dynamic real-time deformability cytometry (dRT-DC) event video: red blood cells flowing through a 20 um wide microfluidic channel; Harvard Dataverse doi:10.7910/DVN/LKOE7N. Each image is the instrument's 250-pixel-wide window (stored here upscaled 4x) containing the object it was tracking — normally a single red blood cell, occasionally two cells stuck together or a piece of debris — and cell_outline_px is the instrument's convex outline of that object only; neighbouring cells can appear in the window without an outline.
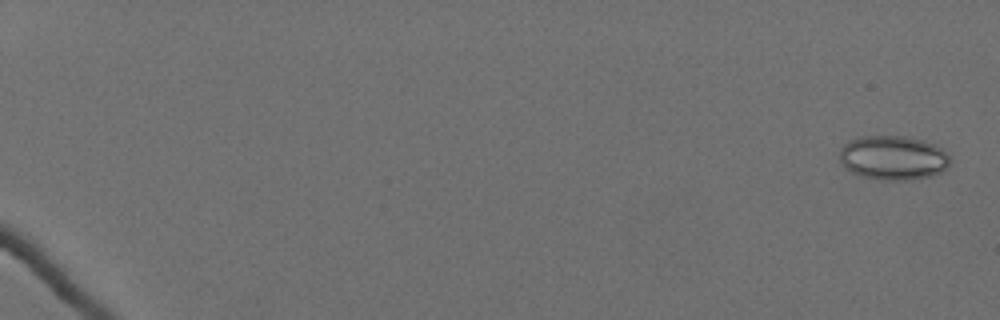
{"species": "Egyptian fruit bat (a non-hibernating species)", "species_latin": "Rousettus aegyptiacus", "temperature_condition": "cold", "stored_images_in_passage": 51, "camera_frame_rate_fps": 3000, "um_per_image_px": 0.085, "animal": {"sex": "female"}, "frame": {"image": 1, "passage_image": 1, "time_ms": 0.0, "image_size_px": [1000, 320], "cell_outline_px": [[952, 160], [948, 168], [944, 172], [932, 176], [912, 180], [880, 180], [860, 176], [852, 172], [840, 160], [840, 148], [848, 140], [860, 136], [904, 136], [924, 140], [936, 144], [948, 152]], "centroid_in_image_um": [75.99, 13.41], "position_along_channel_um": 9.0, "area_um2": 29.13}}
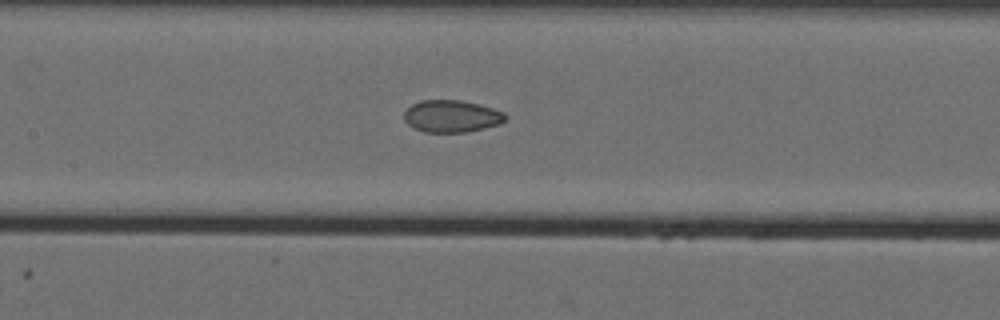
{"frame": {"image": 2, "passage_image": 32, "time_ms": 10.333, "image_size_px": [1000, 320], "cell_outline_px": [[508, 116], [500, 124], [468, 132], [424, 132], [408, 124], [404, 120], [404, 112], [412, 104], [420, 100], [460, 100], [480, 104], [504, 112]], "centroid_in_image_um": [38.4, 9.87], "position_along_channel_um": 169.0, "area_um2": 19.02}}
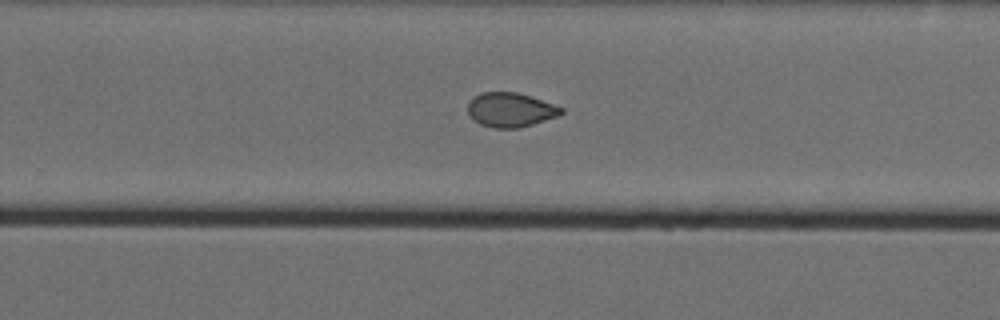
{"frame": {"image": 3, "passage_image": 42, "time_ms": 13.667, "image_size_px": [1000, 320], "cell_outline_px": [[564, 112], [560, 116], [532, 124], [516, 128], [492, 128], [480, 124], [472, 120], [468, 116], [468, 100], [472, 96], [480, 92], [516, 92], [564, 108]], "centroid_in_image_um": [43.33, 9.34], "position_along_channel_um": 286.5, "area_um2": 18.84}}